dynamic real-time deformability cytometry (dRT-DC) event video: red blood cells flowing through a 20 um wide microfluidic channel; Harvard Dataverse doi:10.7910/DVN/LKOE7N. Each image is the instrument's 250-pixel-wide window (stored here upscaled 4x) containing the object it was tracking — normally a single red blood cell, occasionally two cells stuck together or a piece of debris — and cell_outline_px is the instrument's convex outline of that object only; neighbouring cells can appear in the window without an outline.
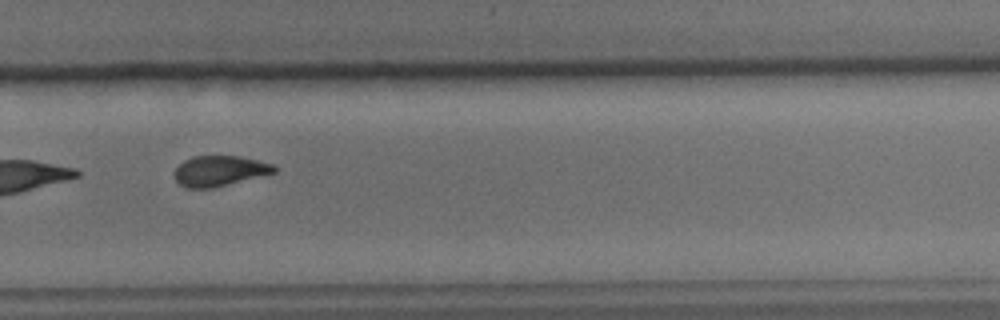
{"species": "common noctule bat (a hibernating species)", "species_latin": "Nyctalus noctula", "temperature_condition": "cold", "stored_images_in_passage": 14, "camera_frame_rate_fps": 3000, "um_per_image_px": 0.085, "animal": {"sex": "male", "body_mass_g": 15.6}, "frame": {"image": 1, "passage_image": 10, "time_ms": 11.333, "image_size_px": [1000, 320], "cell_outline_px": [[276, 172], [212, 188], [188, 188], [180, 184], [176, 180], [172, 172], [184, 160], [192, 156], [240, 156], [272, 164], [276, 168]], "centroid_in_image_um": [18.62, 14.52], "position_along_channel_um": 311.2, "area_um2": 17.51}, "authors_computed_cell_mechanics": {"area_um2": 18.6694, "velocity_mm_per_s": 3.7265, "shape_relaxation_time_tau1_ms": 6.6815, "shape_relaxation_time_tau2_ms": 1.7229, "deformation_change_tau1": 0.1376, "deformation_change_tau2": 0.0597}}